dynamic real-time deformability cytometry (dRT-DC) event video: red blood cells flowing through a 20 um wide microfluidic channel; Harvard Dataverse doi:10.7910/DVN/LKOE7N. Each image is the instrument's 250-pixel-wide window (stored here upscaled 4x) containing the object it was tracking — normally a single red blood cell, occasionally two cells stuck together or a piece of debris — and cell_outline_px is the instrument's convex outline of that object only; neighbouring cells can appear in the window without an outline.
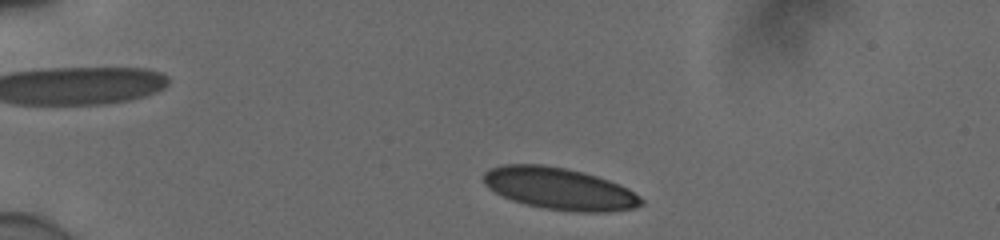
{"species": "human", "species_latin": "Homo sapiens", "temperature_condition": "cold", "stored_images_in_passage": 45, "camera_frame_rate_fps": 3000, "um_per_image_px": 0.085, "donor": {"sex": "male"}, "frame": {"image": 1, "passage_image": 3, "time_ms": 0.667, "image_size_px": [1000, 240], "cell_outline_px": [[644, 204], [636, 208], [608, 212], [572, 212], [544, 208], [524, 204], [512, 200], [488, 188], [484, 184], [484, 172], [488, 168], [504, 164], [544, 164], [584, 172], [608, 180], [628, 188], [640, 196], [644, 200]], "centroid_in_image_um": [47.57, 16.04], "position_along_channel_um": 37.4, "area_um2": 38.78}}
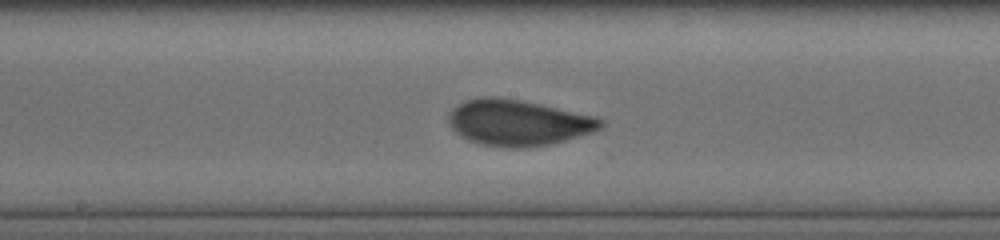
{"frame": {"image": 2, "passage_image": 21, "time_ms": 6.667, "image_size_px": [1000, 240], "cell_outline_px": [[604, 124], [600, 128], [592, 132], [552, 144], [524, 148], [504, 148], [484, 144], [468, 140], [460, 136], [452, 128], [448, 120], [448, 116], [452, 108], [456, 104], [464, 100], [476, 96], [492, 96], [520, 100], [540, 104], [596, 116], [604, 120]], "centroid_in_image_um": [44.01, 10.42], "position_along_channel_um": 204.2, "area_um2": 40.98}}
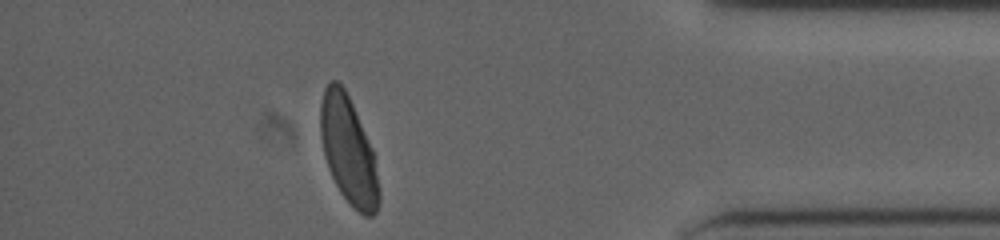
{"frame": {"image": 3, "passage_image": 39, "time_ms": 12.667, "image_size_px": [1000, 240], "cell_outline_px": [[380, 200], [376, 212], [372, 216], [364, 216], [352, 208], [340, 192], [328, 168], [324, 156], [320, 136], [320, 104], [324, 88], [332, 80], [336, 80], [344, 88], [352, 104], [372, 148], [380, 192]], "centroid_in_image_um": [29.6, 12.82], "position_along_channel_um": 405.6, "area_um2": 36.47}, "authors_computed_cell_mechanics": {"area_um2": 38.7838, "velocity_mm_per_s": 3.878, "shape_relaxation_time_tau1_ms": 4.2448, "shape_relaxation_time_tau2_ms": null, "deformation_change_tau1": 0.136, "deformation_change_tau2": null}}